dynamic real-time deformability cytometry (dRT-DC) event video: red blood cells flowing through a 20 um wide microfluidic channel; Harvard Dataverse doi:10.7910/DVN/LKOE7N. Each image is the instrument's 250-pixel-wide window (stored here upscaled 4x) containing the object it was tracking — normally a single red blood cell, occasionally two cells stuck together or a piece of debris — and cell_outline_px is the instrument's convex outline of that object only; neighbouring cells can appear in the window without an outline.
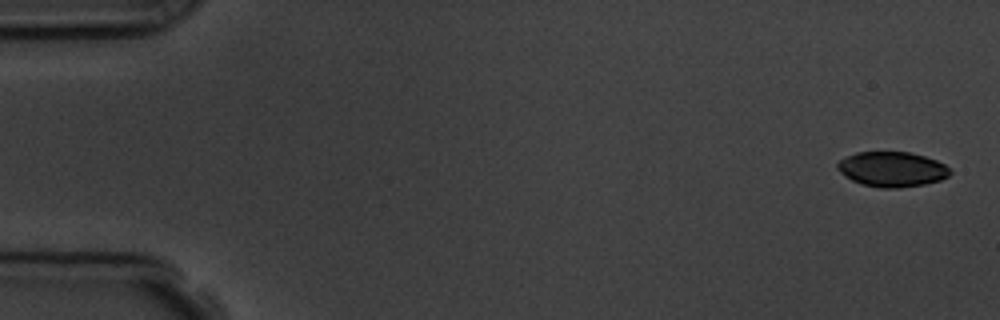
{"species": "common noctule bat (a hibernating species)", "species_latin": "Nyctalus noctula", "temperature_condition": "room temperature", "stored_images_in_passage": 4, "camera_frame_rate_fps": 3000, "um_per_image_px": 0.085, "animal": {"sex": "male", "body_mass_g": 19.5, "forearm_length_mm": 54.6}, "frame": {"image": 1, "passage_image": 1, "time_ms": 0.0, "image_size_px": [1000, 320], "cell_outline_px": [[952, 172], [948, 176], [940, 180], [924, 184], [896, 188], [880, 188], [864, 184], [852, 180], [844, 176], [836, 168], [836, 164], [840, 160], [856, 152], [908, 152], [924, 156], [936, 160], [944, 164]], "centroid_in_image_um": [75.81, 14.38], "position_along_channel_um": 9.2, "area_um2": 22.83}}